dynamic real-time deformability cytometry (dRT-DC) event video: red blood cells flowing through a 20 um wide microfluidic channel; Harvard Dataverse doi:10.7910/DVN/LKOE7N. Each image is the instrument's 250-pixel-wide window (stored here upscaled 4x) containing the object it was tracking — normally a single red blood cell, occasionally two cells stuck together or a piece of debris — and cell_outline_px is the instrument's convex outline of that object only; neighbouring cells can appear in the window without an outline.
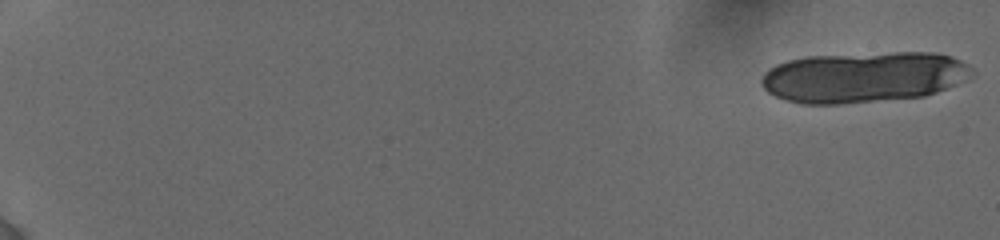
{"species": "human", "species_latin": "Homo sapiens", "temperature_condition": "cold", "stored_images_in_passage": 36, "camera_frame_rate_fps": 3000, "um_per_image_px": 0.085, "donor": {"sex": "female"}, "frame": {"image": 1, "passage_image": 1, "time_ms": 0.0, "image_size_px": [1000, 240], "cell_outline_px": [[972, 68], [964, 80], [956, 84], [936, 92], [924, 96], [840, 104], [800, 104], [784, 100], [768, 92], [764, 88], [760, 80], [764, 72], [768, 68], [776, 64], [788, 60], [808, 56], [896, 52], [932, 52], [952, 56], [968, 64]], "centroid_in_image_um": [73.35, 6.55], "position_along_channel_um": 11.7, "area_um2": 62.25}}